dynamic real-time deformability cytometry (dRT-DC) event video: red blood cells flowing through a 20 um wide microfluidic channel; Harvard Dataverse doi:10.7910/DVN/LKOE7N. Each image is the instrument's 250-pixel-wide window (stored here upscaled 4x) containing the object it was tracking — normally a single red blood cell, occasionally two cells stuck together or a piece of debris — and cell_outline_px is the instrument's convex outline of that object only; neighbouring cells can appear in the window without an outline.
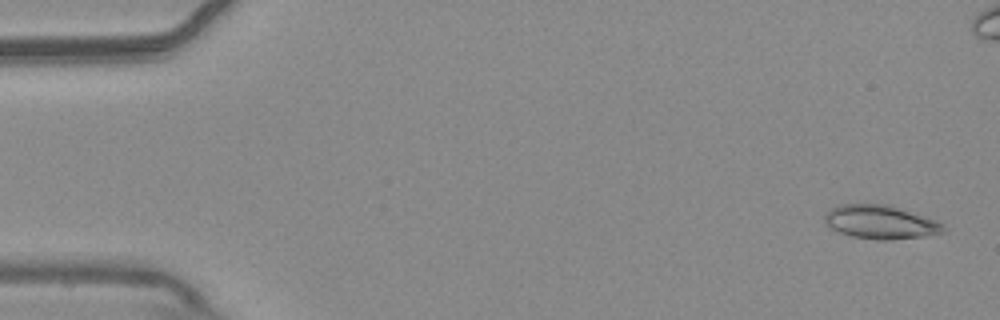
{"species": "common noctule bat (a hibernating species)", "species_latin": "Nyctalus noctula", "temperature_condition": "warm", "stored_images_in_passage": 55, "camera_frame_rate_fps": 3000, "um_per_image_px": 0.085, "animal": {"sex": "male", "body_mass_g": 20.4}, "frame": {"image": 1, "passage_image": 2, "time_ms": 0.333, "image_size_px": [1000, 320], "cell_outline_px": [[944, 232], [924, 236], [888, 240], [876, 240], [852, 236], [840, 232], [824, 224], [824, 216], [832, 208], [840, 204], [888, 204], [936, 220], [944, 224]], "centroid_in_image_um": [74.83, 18.87], "position_along_channel_um": 10.2, "area_um2": 23.18}}
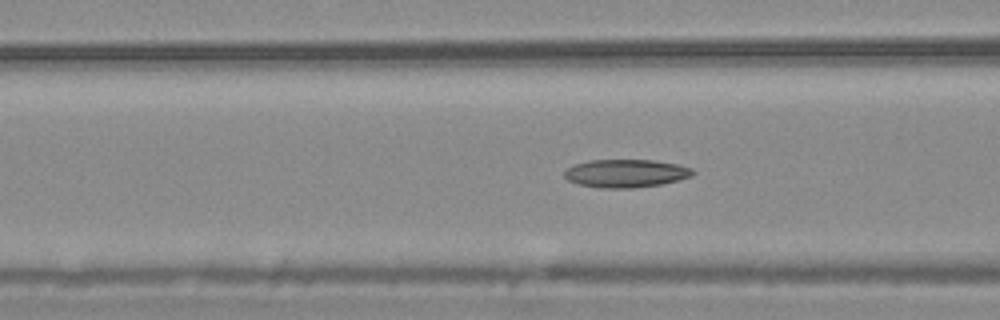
{"frame": {"image": 2, "passage_image": 21, "time_ms": 6.667, "image_size_px": [1000, 320], "cell_outline_px": [[696, 172], [692, 176], [660, 184], [636, 188], [600, 188], [580, 184], [568, 180], [564, 176], [564, 172], [568, 168], [576, 164], [588, 160], [652, 160], [680, 164], [692, 168]], "centroid_in_image_um": [53.23, 14.73], "position_along_channel_um": 113.4, "area_um2": 20.98}}
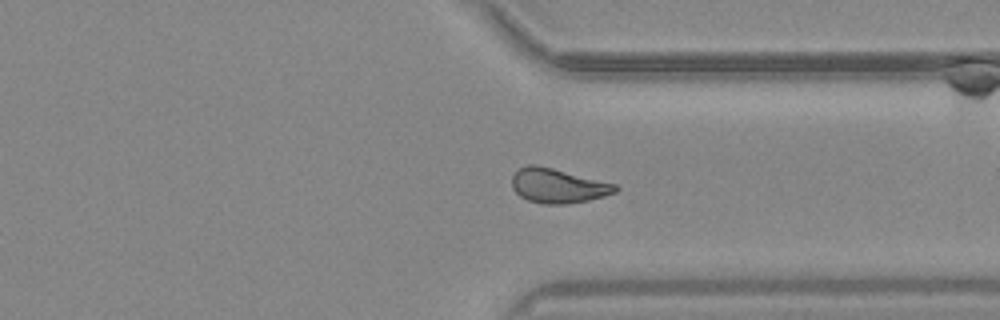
{"frame": {"image": 3, "passage_image": 41, "time_ms": 13.333, "image_size_px": [1000, 320], "cell_outline_px": [[620, 188], [616, 192], [604, 196], [588, 200], [568, 204], [544, 204], [528, 200], [520, 196], [512, 188], [512, 176], [520, 168], [528, 164], [536, 164], [616, 184]], "centroid_in_image_um": [47.42, 15.79], "position_along_channel_um": 364.0, "area_um2": 20.69}, "authors_computed_cell_mechanics": {"area_um2": 21.0392, "velocity_mm_per_s": 3.7517, "shape_relaxation_time_tau1_ms": null, "shape_relaxation_time_tau2_ms": 7.5717, "deformation_change_tau1": null, "deformation_change_tau2": 0.1194}}